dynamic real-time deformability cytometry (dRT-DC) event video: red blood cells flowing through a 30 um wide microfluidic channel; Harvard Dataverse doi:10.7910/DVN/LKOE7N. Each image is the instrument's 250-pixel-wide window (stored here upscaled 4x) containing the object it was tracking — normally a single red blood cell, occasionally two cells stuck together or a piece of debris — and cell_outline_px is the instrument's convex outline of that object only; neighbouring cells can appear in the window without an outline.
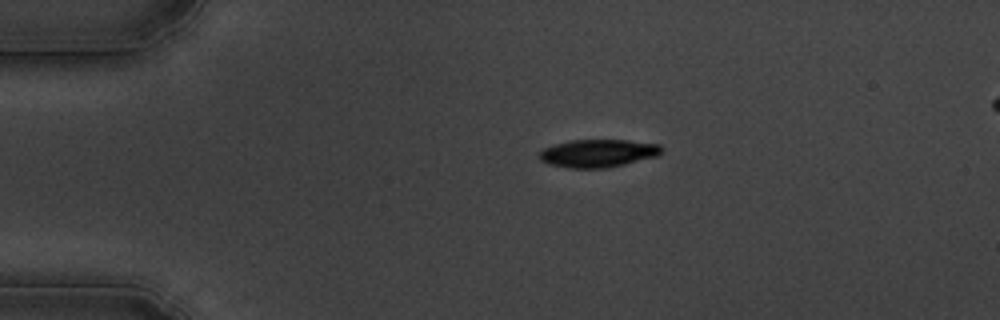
{"species": "common noctule bat (a hibernating species)", "species_latin": "Nyctalus noctula", "temperature_condition": "cold", "stored_images_in_passage": 5, "camera_frame_rate_fps": 3000, "um_per_image_px": 0.085, "animal": {"sex": "male", "body_mass_g": 19.5, "forearm_length_mm": 54.6}, "frame": {"image": 1, "passage_image": 1, "time_ms": 0.0, "image_size_px": [1000, 320], "cell_outline_px": [[664, 148], [656, 156], [608, 168], [568, 168], [548, 164], [540, 160], [540, 152], [544, 148], [568, 140], [628, 140], [660, 144]], "centroid_in_image_um": [50.83, 13.02], "position_along_channel_um": 34.2, "area_um2": 19.83}}